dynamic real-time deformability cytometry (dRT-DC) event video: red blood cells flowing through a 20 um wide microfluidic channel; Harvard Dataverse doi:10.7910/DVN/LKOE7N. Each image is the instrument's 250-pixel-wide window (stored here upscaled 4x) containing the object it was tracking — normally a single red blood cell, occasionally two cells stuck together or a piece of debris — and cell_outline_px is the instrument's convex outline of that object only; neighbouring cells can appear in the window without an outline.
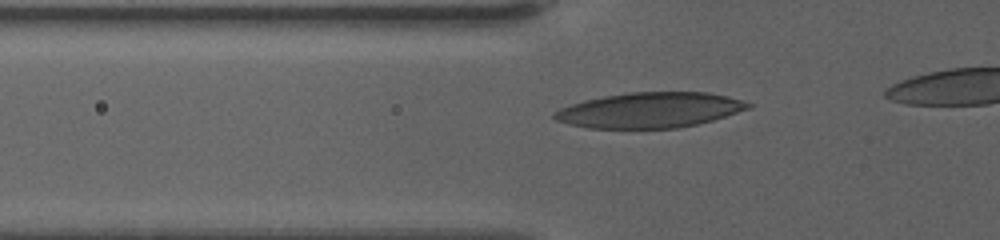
{"species": "human", "species_latin": "Homo sapiens", "temperature_condition": "warm", "stored_images_in_passage": 12, "segment_of_instrument_passage": [1, 2], "camera_frame_rate_fps": 3000, "um_per_image_px": 0.085, "donor": {"sex": "female"}, "frame": {"image": 1, "passage_image": 3, "time_ms": 0.667, "image_size_px": [1000, 240], "cell_outline_px": [[756, 104], [752, 108], [712, 120], [696, 124], [676, 128], [588, 128], [568, 124], [556, 120], [552, 116], [560, 108], [584, 100], [604, 96], [628, 92], [708, 92], [728, 96]], "centroid_in_image_um": [55.28, 9.35], "position_along_channel_um": 70.5, "area_um2": 39.94}}
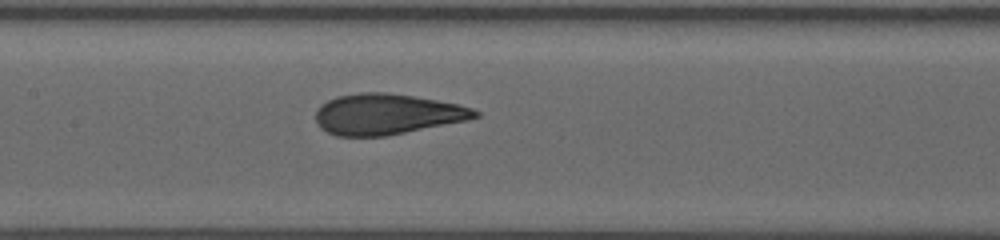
{"frame": {"image": 2, "passage_image": 8, "time_ms": 2.333, "image_size_px": [1000, 240], "cell_outline_px": [[480, 116], [468, 120], [384, 136], [336, 136], [320, 128], [316, 124], [316, 108], [320, 104], [336, 96], [360, 92], [388, 92], [436, 100], [456, 104], [472, 108], [480, 112]], "centroid_in_image_um": [32.84, 9.7], "position_along_channel_um": 174.6, "area_um2": 37.8}}
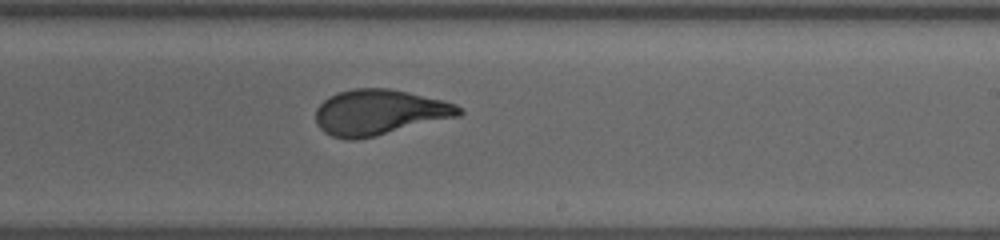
{"frame": {"image": 3, "passage_image": 11, "time_ms": 3.333, "image_size_px": [1000, 240], "cell_outline_px": [[464, 112], [460, 116], [376, 136], [356, 140], [348, 140], [332, 136], [324, 132], [316, 124], [316, 108], [328, 96], [336, 92], [352, 88], [388, 88], [408, 92], [444, 100], [456, 104]], "centroid_in_image_um": [32.23, 9.54], "position_along_channel_um": 256.8, "area_um2": 38.26}}